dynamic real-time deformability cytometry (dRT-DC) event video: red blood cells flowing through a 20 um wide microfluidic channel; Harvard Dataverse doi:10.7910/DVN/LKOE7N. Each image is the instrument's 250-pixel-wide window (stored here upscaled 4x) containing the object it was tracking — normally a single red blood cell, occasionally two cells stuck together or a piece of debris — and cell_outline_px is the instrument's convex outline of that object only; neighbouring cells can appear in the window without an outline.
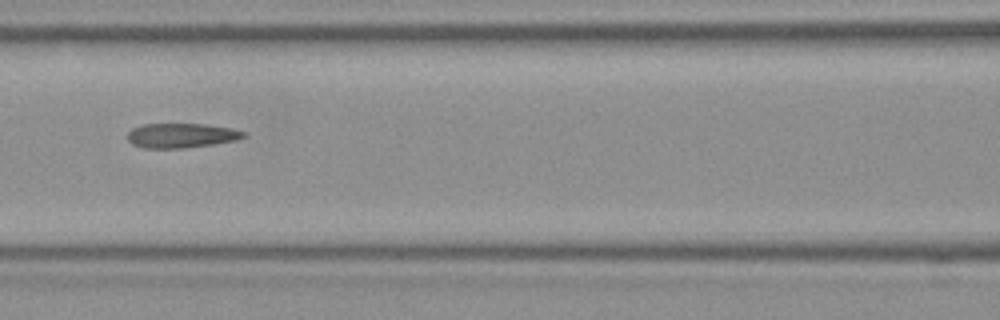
{"species": "Egyptian fruit bat (a non-hibernating species)", "species_latin": "Rousettus aegyptiacus", "temperature_condition": "room temperature", "stored_images_in_passage": 7, "camera_frame_rate_fps": 3000, "um_per_image_px": 0.085, "frame": {"image": 1, "passage_image": 7, "time_ms": 2.0, "image_size_px": [1000, 320], "cell_outline_px": [[248, 136], [236, 140], [212, 144], [184, 148], [144, 148], [132, 144], [128, 140], [128, 132], [132, 128], [140, 124], [204, 124], [232, 128], [244, 132]], "centroid_in_image_um": [15.4, 11.51], "position_along_channel_um": 151.2, "area_um2": 16.65}}